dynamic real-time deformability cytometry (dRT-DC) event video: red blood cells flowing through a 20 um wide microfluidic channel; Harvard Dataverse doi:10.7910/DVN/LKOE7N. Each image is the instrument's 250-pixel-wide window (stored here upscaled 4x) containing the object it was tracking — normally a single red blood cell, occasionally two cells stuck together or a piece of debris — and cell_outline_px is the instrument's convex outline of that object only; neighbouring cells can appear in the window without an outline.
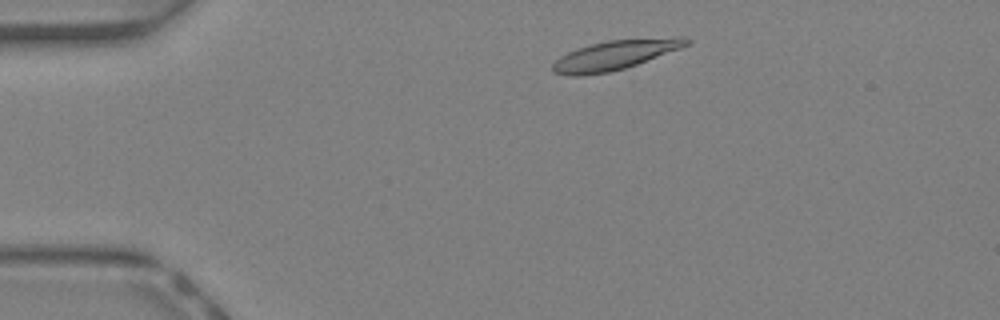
{"species": "Egyptian fruit bat (a non-hibernating species)", "species_latin": "Rousettus aegyptiacus", "temperature_condition": "warm", "stored_images_in_passage": 40, "camera_frame_rate_fps": 3000, "um_per_image_px": 0.085, "animal": {"sex": "female"}, "frame": {"image": 1, "passage_image": 4, "time_ms": 1.0, "image_size_px": [1000, 320], "cell_outline_px": [[692, 40], [688, 44], [680, 48], [636, 64], [624, 68], [608, 72], [580, 76], [576, 76], [552, 72], [552, 64], [560, 56], [568, 52], [592, 44], [608, 40], [676, 36], [684, 36]], "centroid_in_image_um": [52.3, 4.66], "position_along_channel_um": 32.7, "area_um2": 22.77}}
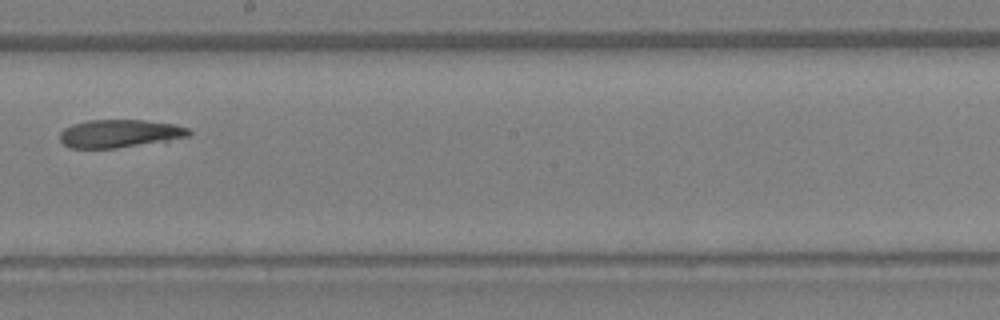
{"frame": {"image": 2, "passage_image": 21, "time_ms": 6.667, "image_size_px": [1000, 320], "cell_outline_px": [[192, 132], [188, 136], [168, 140], [116, 148], [68, 148], [60, 140], [60, 132], [64, 128], [72, 124], [88, 120], [144, 120], [172, 124], [188, 128]], "centroid_in_image_um": [10.12, 11.35], "position_along_channel_um": 238.1, "area_um2": 20.87}}
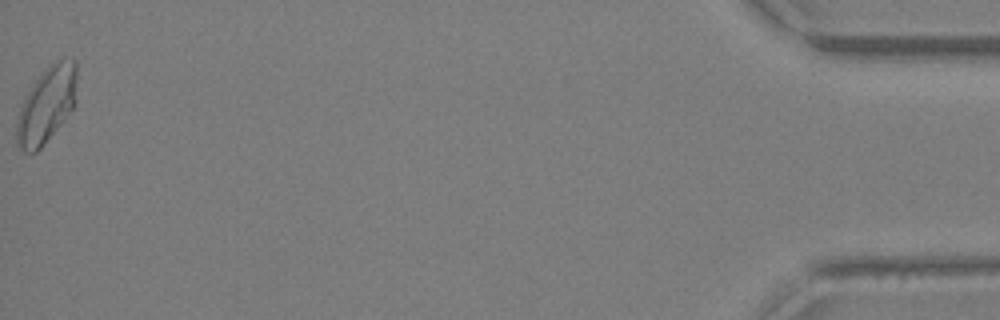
{"frame": {"image": 3, "passage_image": 40, "time_ms": 13.0, "image_size_px": [1000, 320], "cell_outline_px": [[76, 104], [60, 124], [40, 148], [36, 152], [24, 152], [16, 144], [16, 120], [20, 104], [36, 80], [52, 64], [60, 60], [76, 60]], "centroid_in_image_um": [3.94, 8.96], "position_along_channel_um": 431.3, "area_um2": 26.18}, "authors_computed_cell_mechanics": {"area_um2": 22.542, "velocity_mm_per_s": 4.5966, "shape_relaxation_time_tau1_ms": 6.0374, "shape_relaxation_time_tau2_ms": 8.4879, "deformation_change_tau1": 0.2012, "deformation_change_tau2": 0.168}}